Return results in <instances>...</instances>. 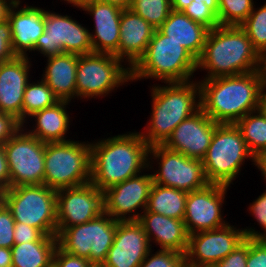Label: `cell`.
Masks as SVG:
<instances>
[{"label":"cell","mask_w":266,"mask_h":267,"mask_svg":"<svg viewBox=\"0 0 266 267\" xmlns=\"http://www.w3.org/2000/svg\"><path fill=\"white\" fill-rule=\"evenodd\" d=\"M198 81L201 109L217 123L235 124L258 110L266 91V80L260 70Z\"/></svg>","instance_id":"obj_1"},{"label":"cell","mask_w":266,"mask_h":267,"mask_svg":"<svg viewBox=\"0 0 266 267\" xmlns=\"http://www.w3.org/2000/svg\"><path fill=\"white\" fill-rule=\"evenodd\" d=\"M91 141L90 182L100 191L148 169L150 146L136 130Z\"/></svg>","instance_id":"obj_2"},{"label":"cell","mask_w":266,"mask_h":267,"mask_svg":"<svg viewBox=\"0 0 266 267\" xmlns=\"http://www.w3.org/2000/svg\"><path fill=\"white\" fill-rule=\"evenodd\" d=\"M261 55L240 26L219 25L208 31L204 50L197 60L203 79L236 76L260 70Z\"/></svg>","instance_id":"obj_3"},{"label":"cell","mask_w":266,"mask_h":267,"mask_svg":"<svg viewBox=\"0 0 266 267\" xmlns=\"http://www.w3.org/2000/svg\"><path fill=\"white\" fill-rule=\"evenodd\" d=\"M151 86L150 119L139 131L150 147L163 145L182 121L201 108L198 79Z\"/></svg>","instance_id":"obj_4"},{"label":"cell","mask_w":266,"mask_h":267,"mask_svg":"<svg viewBox=\"0 0 266 267\" xmlns=\"http://www.w3.org/2000/svg\"><path fill=\"white\" fill-rule=\"evenodd\" d=\"M195 72L197 59L156 29L144 55L131 68V82L143 79H156L161 83L187 82L196 78Z\"/></svg>","instance_id":"obj_5"},{"label":"cell","mask_w":266,"mask_h":267,"mask_svg":"<svg viewBox=\"0 0 266 267\" xmlns=\"http://www.w3.org/2000/svg\"><path fill=\"white\" fill-rule=\"evenodd\" d=\"M247 159L257 168V159L249 151L236 124L219 123L202 159L207 182L231 187Z\"/></svg>","instance_id":"obj_6"},{"label":"cell","mask_w":266,"mask_h":267,"mask_svg":"<svg viewBox=\"0 0 266 267\" xmlns=\"http://www.w3.org/2000/svg\"><path fill=\"white\" fill-rule=\"evenodd\" d=\"M43 184L49 188L77 187L91 180V142L46 143Z\"/></svg>","instance_id":"obj_7"},{"label":"cell","mask_w":266,"mask_h":267,"mask_svg":"<svg viewBox=\"0 0 266 267\" xmlns=\"http://www.w3.org/2000/svg\"><path fill=\"white\" fill-rule=\"evenodd\" d=\"M129 82L131 69L115 55L95 52L78 55L76 99L108 97Z\"/></svg>","instance_id":"obj_8"},{"label":"cell","mask_w":266,"mask_h":267,"mask_svg":"<svg viewBox=\"0 0 266 267\" xmlns=\"http://www.w3.org/2000/svg\"><path fill=\"white\" fill-rule=\"evenodd\" d=\"M3 202L15 222L40 229L47 236H57V190L46 185H19L2 191Z\"/></svg>","instance_id":"obj_9"},{"label":"cell","mask_w":266,"mask_h":267,"mask_svg":"<svg viewBox=\"0 0 266 267\" xmlns=\"http://www.w3.org/2000/svg\"><path fill=\"white\" fill-rule=\"evenodd\" d=\"M148 169L152 170L154 183L187 193L204 188L208 184L202 160L189 158L164 145L149 148Z\"/></svg>","instance_id":"obj_10"},{"label":"cell","mask_w":266,"mask_h":267,"mask_svg":"<svg viewBox=\"0 0 266 267\" xmlns=\"http://www.w3.org/2000/svg\"><path fill=\"white\" fill-rule=\"evenodd\" d=\"M44 25V33L38 37L34 53L37 51L48 58L61 53L84 55L93 52L90 28L70 15L45 10Z\"/></svg>","instance_id":"obj_11"},{"label":"cell","mask_w":266,"mask_h":267,"mask_svg":"<svg viewBox=\"0 0 266 267\" xmlns=\"http://www.w3.org/2000/svg\"><path fill=\"white\" fill-rule=\"evenodd\" d=\"M10 173V187L42 185L46 143L22 127L3 145Z\"/></svg>","instance_id":"obj_12"},{"label":"cell","mask_w":266,"mask_h":267,"mask_svg":"<svg viewBox=\"0 0 266 267\" xmlns=\"http://www.w3.org/2000/svg\"><path fill=\"white\" fill-rule=\"evenodd\" d=\"M229 188L208 183L204 188L188 193L183 221L189 235L217 229L228 223L224 219L223 206L226 205Z\"/></svg>","instance_id":"obj_13"},{"label":"cell","mask_w":266,"mask_h":267,"mask_svg":"<svg viewBox=\"0 0 266 267\" xmlns=\"http://www.w3.org/2000/svg\"><path fill=\"white\" fill-rule=\"evenodd\" d=\"M225 226L189 235L186 267L216 265L245 240L243 229Z\"/></svg>","instance_id":"obj_14"},{"label":"cell","mask_w":266,"mask_h":267,"mask_svg":"<svg viewBox=\"0 0 266 267\" xmlns=\"http://www.w3.org/2000/svg\"><path fill=\"white\" fill-rule=\"evenodd\" d=\"M149 171L147 169L103 191L104 212L116 221H137L148 205L153 184L151 171L146 173Z\"/></svg>","instance_id":"obj_15"},{"label":"cell","mask_w":266,"mask_h":267,"mask_svg":"<svg viewBox=\"0 0 266 267\" xmlns=\"http://www.w3.org/2000/svg\"><path fill=\"white\" fill-rule=\"evenodd\" d=\"M57 228L80 225L104 212L103 191L91 182L57 190Z\"/></svg>","instance_id":"obj_16"},{"label":"cell","mask_w":266,"mask_h":267,"mask_svg":"<svg viewBox=\"0 0 266 267\" xmlns=\"http://www.w3.org/2000/svg\"><path fill=\"white\" fill-rule=\"evenodd\" d=\"M218 124L200 108L182 121L163 145L189 158L202 160Z\"/></svg>","instance_id":"obj_17"},{"label":"cell","mask_w":266,"mask_h":267,"mask_svg":"<svg viewBox=\"0 0 266 267\" xmlns=\"http://www.w3.org/2000/svg\"><path fill=\"white\" fill-rule=\"evenodd\" d=\"M148 237L138 221H118L105 267H139L151 250Z\"/></svg>","instance_id":"obj_18"},{"label":"cell","mask_w":266,"mask_h":267,"mask_svg":"<svg viewBox=\"0 0 266 267\" xmlns=\"http://www.w3.org/2000/svg\"><path fill=\"white\" fill-rule=\"evenodd\" d=\"M31 62L27 56H16L0 64V112L13 115L21 124L24 91L32 80Z\"/></svg>","instance_id":"obj_19"},{"label":"cell","mask_w":266,"mask_h":267,"mask_svg":"<svg viewBox=\"0 0 266 267\" xmlns=\"http://www.w3.org/2000/svg\"><path fill=\"white\" fill-rule=\"evenodd\" d=\"M86 14L93 17L94 28L90 29L93 52L115 55L118 58L120 41V18L122 9L109 3L95 0L84 9Z\"/></svg>","instance_id":"obj_20"},{"label":"cell","mask_w":266,"mask_h":267,"mask_svg":"<svg viewBox=\"0 0 266 267\" xmlns=\"http://www.w3.org/2000/svg\"><path fill=\"white\" fill-rule=\"evenodd\" d=\"M46 8L29 5L12 6L8 21L12 32V49L16 56H27L34 52L38 37L44 33ZM28 51V52H27Z\"/></svg>","instance_id":"obj_21"},{"label":"cell","mask_w":266,"mask_h":267,"mask_svg":"<svg viewBox=\"0 0 266 267\" xmlns=\"http://www.w3.org/2000/svg\"><path fill=\"white\" fill-rule=\"evenodd\" d=\"M143 227L151 248L155 244L159 249L186 253L189 234L183 220L169 218L145 209L137 220Z\"/></svg>","instance_id":"obj_22"},{"label":"cell","mask_w":266,"mask_h":267,"mask_svg":"<svg viewBox=\"0 0 266 267\" xmlns=\"http://www.w3.org/2000/svg\"><path fill=\"white\" fill-rule=\"evenodd\" d=\"M155 30L131 9H124L120 18L118 58L131 69L144 55Z\"/></svg>","instance_id":"obj_23"},{"label":"cell","mask_w":266,"mask_h":267,"mask_svg":"<svg viewBox=\"0 0 266 267\" xmlns=\"http://www.w3.org/2000/svg\"><path fill=\"white\" fill-rule=\"evenodd\" d=\"M71 103L72 102L70 101L59 100L53 106L33 113L22 124V128L28 134L35 136L37 139L45 143L65 142L71 140L67 139V133L69 134L68 131L70 129V125L72 124L67 108H70L68 106ZM28 120L35 124L30 127V122ZM27 124H29L30 129Z\"/></svg>","instance_id":"obj_24"},{"label":"cell","mask_w":266,"mask_h":267,"mask_svg":"<svg viewBox=\"0 0 266 267\" xmlns=\"http://www.w3.org/2000/svg\"><path fill=\"white\" fill-rule=\"evenodd\" d=\"M46 67L41 78L59 100L76 99V73L78 55L61 53L45 59Z\"/></svg>","instance_id":"obj_25"},{"label":"cell","mask_w":266,"mask_h":267,"mask_svg":"<svg viewBox=\"0 0 266 267\" xmlns=\"http://www.w3.org/2000/svg\"><path fill=\"white\" fill-rule=\"evenodd\" d=\"M158 30L170 40L182 45L197 60L204 50L209 29L193 21L183 12L171 11Z\"/></svg>","instance_id":"obj_26"},{"label":"cell","mask_w":266,"mask_h":267,"mask_svg":"<svg viewBox=\"0 0 266 267\" xmlns=\"http://www.w3.org/2000/svg\"><path fill=\"white\" fill-rule=\"evenodd\" d=\"M187 196L185 191L153 182L146 209L169 218L184 220Z\"/></svg>","instance_id":"obj_27"},{"label":"cell","mask_w":266,"mask_h":267,"mask_svg":"<svg viewBox=\"0 0 266 267\" xmlns=\"http://www.w3.org/2000/svg\"><path fill=\"white\" fill-rule=\"evenodd\" d=\"M57 241L63 251L90 262V250H94V219L80 225L57 228Z\"/></svg>","instance_id":"obj_28"},{"label":"cell","mask_w":266,"mask_h":267,"mask_svg":"<svg viewBox=\"0 0 266 267\" xmlns=\"http://www.w3.org/2000/svg\"><path fill=\"white\" fill-rule=\"evenodd\" d=\"M58 241H34L14 244L12 267H52Z\"/></svg>","instance_id":"obj_29"},{"label":"cell","mask_w":266,"mask_h":267,"mask_svg":"<svg viewBox=\"0 0 266 267\" xmlns=\"http://www.w3.org/2000/svg\"><path fill=\"white\" fill-rule=\"evenodd\" d=\"M235 124L249 151L259 159L266 152V116L258 109L246 114Z\"/></svg>","instance_id":"obj_30"},{"label":"cell","mask_w":266,"mask_h":267,"mask_svg":"<svg viewBox=\"0 0 266 267\" xmlns=\"http://www.w3.org/2000/svg\"><path fill=\"white\" fill-rule=\"evenodd\" d=\"M117 223L118 221L105 212L94 219V250H90V263L105 262L114 241Z\"/></svg>","instance_id":"obj_31"},{"label":"cell","mask_w":266,"mask_h":267,"mask_svg":"<svg viewBox=\"0 0 266 267\" xmlns=\"http://www.w3.org/2000/svg\"><path fill=\"white\" fill-rule=\"evenodd\" d=\"M35 81H30L24 91L22 124L33 113L53 106L59 101V99L53 94L51 88L42 79H35Z\"/></svg>","instance_id":"obj_32"},{"label":"cell","mask_w":266,"mask_h":267,"mask_svg":"<svg viewBox=\"0 0 266 267\" xmlns=\"http://www.w3.org/2000/svg\"><path fill=\"white\" fill-rule=\"evenodd\" d=\"M130 9L158 29L172 11L171 0H132Z\"/></svg>","instance_id":"obj_33"},{"label":"cell","mask_w":266,"mask_h":267,"mask_svg":"<svg viewBox=\"0 0 266 267\" xmlns=\"http://www.w3.org/2000/svg\"><path fill=\"white\" fill-rule=\"evenodd\" d=\"M254 48L262 55L266 51V3L254 6L247 19L240 25Z\"/></svg>","instance_id":"obj_34"},{"label":"cell","mask_w":266,"mask_h":267,"mask_svg":"<svg viewBox=\"0 0 266 267\" xmlns=\"http://www.w3.org/2000/svg\"><path fill=\"white\" fill-rule=\"evenodd\" d=\"M255 5L254 0H218L219 24L240 26Z\"/></svg>","instance_id":"obj_35"},{"label":"cell","mask_w":266,"mask_h":267,"mask_svg":"<svg viewBox=\"0 0 266 267\" xmlns=\"http://www.w3.org/2000/svg\"><path fill=\"white\" fill-rule=\"evenodd\" d=\"M247 211L249 215L254 217L255 222L257 221L261 230L246 226L242 228L245 238L266 239V189L263 190V193L260 192V195L249 204Z\"/></svg>","instance_id":"obj_36"},{"label":"cell","mask_w":266,"mask_h":267,"mask_svg":"<svg viewBox=\"0 0 266 267\" xmlns=\"http://www.w3.org/2000/svg\"><path fill=\"white\" fill-rule=\"evenodd\" d=\"M153 251H149L139 267H186L185 254L174 250Z\"/></svg>","instance_id":"obj_37"},{"label":"cell","mask_w":266,"mask_h":267,"mask_svg":"<svg viewBox=\"0 0 266 267\" xmlns=\"http://www.w3.org/2000/svg\"><path fill=\"white\" fill-rule=\"evenodd\" d=\"M182 12L209 30L220 25L217 15L202 1L196 2L193 0Z\"/></svg>","instance_id":"obj_38"},{"label":"cell","mask_w":266,"mask_h":267,"mask_svg":"<svg viewBox=\"0 0 266 267\" xmlns=\"http://www.w3.org/2000/svg\"><path fill=\"white\" fill-rule=\"evenodd\" d=\"M13 235L15 244L34 241H57V236H47L40 229L21 222H15Z\"/></svg>","instance_id":"obj_39"},{"label":"cell","mask_w":266,"mask_h":267,"mask_svg":"<svg viewBox=\"0 0 266 267\" xmlns=\"http://www.w3.org/2000/svg\"><path fill=\"white\" fill-rule=\"evenodd\" d=\"M15 220L4 202L0 204V247L12 248Z\"/></svg>","instance_id":"obj_40"},{"label":"cell","mask_w":266,"mask_h":267,"mask_svg":"<svg viewBox=\"0 0 266 267\" xmlns=\"http://www.w3.org/2000/svg\"><path fill=\"white\" fill-rule=\"evenodd\" d=\"M246 267H266V239L248 238Z\"/></svg>","instance_id":"obj_41"},{"label":"cell","mask_w":266,"mask_h":267,"mask_svg":"<svg viewBox=\"0 0 266 267\" xmlns=\"http://www.w3.org/2000/svg\"><path fill=\"white\" fill-rule=\"evenodd\" d=\"M248 256V238L239 244L230 254L219 261L216 267H246Z\"/></svg>","instance_id":"obj_42"},{"label":"cell","mask_w":266,"mask_h":267,"mask_svg":"<svg viewBox=\"0 0 266 267\" xmlns=\"http://www.w3.org/2000/svg\"><path fill=\"white\" fill-rule=\"evenodd\" d=\"M15 57L12 49V32L7 19L0 23V64Z\"/></svg>","instance_id":"obj_43"},{"label":"cell","mask_w":266,"mask_h":267,"mask_svg":"<svg viewBox=\"0 0 266 267\" xmlns=\"http://www.w3.org/2000/svg\"><path fill=\"white\" fill-rule=\"evenodd\" d=\"M89 263L88 259L69 254L57 246L52 267H87Z\"/></svg>","instance_id":"obj_44"},{"label":"cell","mask_w":266,"mask_h":267,"mask_svg":"<svg viewBox=\"0 0 266 267\" xmlns=\"http://www.w3.org/2000/svg\"><path fill=\"white\" fill-rule=\"evenodd\" d=\"M21 127L13 115L0 112V145H4Z\"/></svg>","instance_id":"obj_45"},{"label":"cell","mask_w":266,"mask_h":267,"mask_svg":"<svg viewBox=\"0 0 266 267\" xmlns=\"http://www.w3.org/2000/svg\"><path fill=\"white\" fill-rule=\"evenodd\" d=\"M10 188V173L6 153L3 145H0V191Z\"/></svg>","instance_id":"obj_46"},{"label":"cell","mask_w":266,"mask_h":267,"mask_svg":"<svg viewBox=\"0 0 266 267\" xmlns=\"http://www.w3.org/2000/svg\"><path fill=\"white\" fill-rule=\"evenodd\" d=\"M0 267H12V251L10 248L0 247Z\"/></svg>","instance_id":"obj_47"},{"label":"cell","mask_w":266,"mask_h":267,"mask_svg":"<svg viewBox=\"0 0 266 267\" xmlns=\"http://www.w3.org/2000/svg\"><path fill=\"white\" fill-rule=\"evenodd\" d=\"M12 5L7 0H0V23L8 19Z\"/></svg>","instance_id":"obj_48"},{"label":"cell","mask_w":266,"mask_h":267,"mask_svg":"<svg viewBox=\"0 0 266 267\" xmlns=\"http://www.w3.org/2000/svg\"><path fill=\"white\" fill-rule=\"evenodd\" d=\"M100 1L109 3L110 5L117 6L122 10L130 9V6L132 4V0H100Z\"/></svg>","instance_id":"obj_49"},{"label":"cell","mask_w":266,"mask_h":267,"mask_svg":"<svg viewBox=\"0 0 266 267\" xmlns=\"http://www.w3.org/2000/svg\"><path fill=\"white\" fill-rule=\"evenodd\" d=\"M193 0H171L172 10L182 12Z\"/></svg>","instance_id":"obj_50"},{"label":"cell","mask_w":266,"mask_h":267,"mask_svg":"<svg viewBox=\"0 0 266 267\" xmlns=\"http://www.w3.org/2000/svg\"><path fill=\"white\" fill-rule=\"evenodd\" d=\"M66 2L67 4H72L73 7L79 8L80 11H82L87 5L94 2L95 0H61Z\"/></svg>","instance_id":"obj_51"},{"label":"cell","mask_w":266,"mask_h":267,"mask_svg":"<svg viewBox=\"0 0 266 267\" xmlns=\"http://www.w3.org/2000/svg\"><path fill=\"white\" fill-rule=\"evenodd\" d=\"M257 169L261 172L264 182H266V152L257 159Z\"/></svg>","instance_id":"obj_52"},{"label":"cell","mask_w":266,"mask_h":267,"mask_svg":"<svg viewBox=\"0 0 266 267\" xmlns=\"http://www.w3.org/2000/svg\"><path fill=\"white\" fill-rule=\"evenodd\" d=\"M204 2L216 15H218V0H194Z\"/></svg>","instance_id":"obj_53"},{"label":"cell","mask_w":266,"mask_h":267,"mask_svg":"<svg viewBox=\"0 0 266 267\" xmlns=\"http://www.w3.org/2000/svg\"><path fill=\"white\" fill-rule=\"evenodd\" d=\"M260 72L266 80V51L261 55Z\"/></svg>","instance_id":"obj_54"},{"label":"cell","mask_w":266,"mask_h":267,"mask_svg":"<svg viewBox=\"0 0 266 267\" xmlns=\"http://www.w3.org/2000/svg\"><path fill=\"white\" fill-rule=\"evenodd\" d=\"M259 109L266 116V91L263 93V95L261 97Z\"/></svg>","instance_id":"obj_55"},{"label":"cell","mask_w":266,"mask_h":267,"mask_svg":"<svg viewBox=\"0 0 266 267\" xmlns=\"http://www.w3.org/2000/svg\"><path fill=\"white\" fill-rule=\"evenodd\" d=\"M12 6L23 5L24 1L22 0H7Z\"/></svg>","instance_id":"obj_56"},{"label":"cell","mask_w":266,"mask_h":267,"mask_svg":"<svg viewBox=\"0 0 266 267\" xmlns=\"http://www.w3.org/2000/svg\"><path fill=\"white\" fill-rule=\"evenodd\" d=\"M87 267H105L104 264L89 263Z\"/></svg>","instance_id":"obj_57"},{"label":"cell","mask_w":266,"mask_h":267,"mask_svg":"<svg viewBox=\"0 0 266 267\" xmlns=\"http://www.w3.org/2000/svg\"><path fill=\"white\" fill-rule=\"evenodd\" d=\"M3 202L2 194H0V204Z\"/></svg>","instance_id":"obj_58"},{"label":"cell","mask_w":266,"mask_h":267,"mask_svg":"<svg viewBox=\"0 0 266 267\" xmlns=\"http://www.w3.org/2000/svg\"><path fill=\"white\" fill-rule=\"evenodd\" d=\"M201 267H216L215 265H211V266H201Z\"/></svg>","instance_id":"obj_59"}]
</instances>
